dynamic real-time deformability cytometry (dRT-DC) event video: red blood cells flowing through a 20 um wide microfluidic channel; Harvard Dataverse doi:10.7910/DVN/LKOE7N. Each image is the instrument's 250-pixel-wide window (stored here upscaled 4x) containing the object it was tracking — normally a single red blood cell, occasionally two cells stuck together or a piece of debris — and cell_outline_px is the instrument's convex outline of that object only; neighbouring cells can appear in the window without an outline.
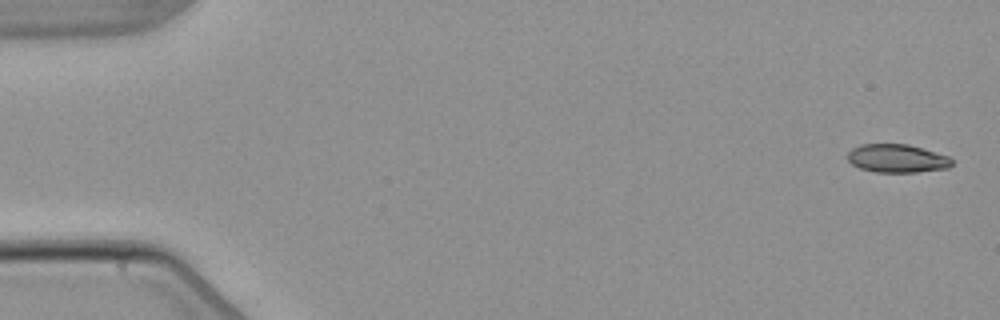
{"species": "common noctule bat (a hibernating species)", "species_latin": "Nyctalus noctula", "temperature_condition": "warm", "stored_images_in_passage": 4, "camera_frame_rate_fps": 3000, "um_per_image_px": 0.085, "animal": {"sex": "male", "body_mass_g": 21.5, "forearm_length_mm": 52.0}, "frame": {"image": 1, "passage_image": 1, "time_ms": 0.0, "image_size_px": [1000, 320], "cell_outline_px": [[952, 164], [948, 168], [916, 172], [876, 172], [860, 168], [852, 164], [848, 160], [848, 152], [852, 148], [860, 144], [908, 144], [948, 156], [952, 160]], "centroid_in_image_um": [76.23, 13.46], "position_along_channel_um": 8.8, "area_um2": 17.11}}